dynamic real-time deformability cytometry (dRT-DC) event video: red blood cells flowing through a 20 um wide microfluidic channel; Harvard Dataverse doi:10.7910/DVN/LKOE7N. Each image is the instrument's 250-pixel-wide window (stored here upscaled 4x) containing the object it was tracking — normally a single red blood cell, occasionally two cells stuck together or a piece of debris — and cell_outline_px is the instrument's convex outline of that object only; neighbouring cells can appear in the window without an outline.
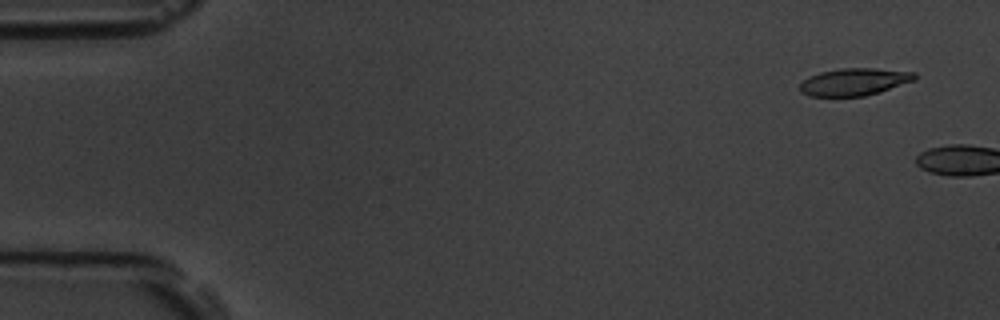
{"species": "common noctule bat (a hibernating species)", "species_latin": "Nyctalus noctula", "temperature_condition": "room temperature", "stored_images_in_passage": 2, "camera_frame_rate_fps": 3000, "um_per_image_px": 0.085, "animal": {"sex": "male", "body_mass_g": 19.5, "forearm_length_mm": 54.6}, "frame": {"image": 1, "passage_image": 1, "time_ms": 0.0, "image_size_px": [1000, 320], "cell_outline_px": [[916, 80], [880, 92], [864, 96], [808, 96], [800, 92], [800, 84], [808, 76], [820, 72], [840, 68], [872, 68], [916, 72]], "centroid_in_image_um": [72.61, 6.95], "position_along_channel_um": 12.4, "area_um2": 18.38}}